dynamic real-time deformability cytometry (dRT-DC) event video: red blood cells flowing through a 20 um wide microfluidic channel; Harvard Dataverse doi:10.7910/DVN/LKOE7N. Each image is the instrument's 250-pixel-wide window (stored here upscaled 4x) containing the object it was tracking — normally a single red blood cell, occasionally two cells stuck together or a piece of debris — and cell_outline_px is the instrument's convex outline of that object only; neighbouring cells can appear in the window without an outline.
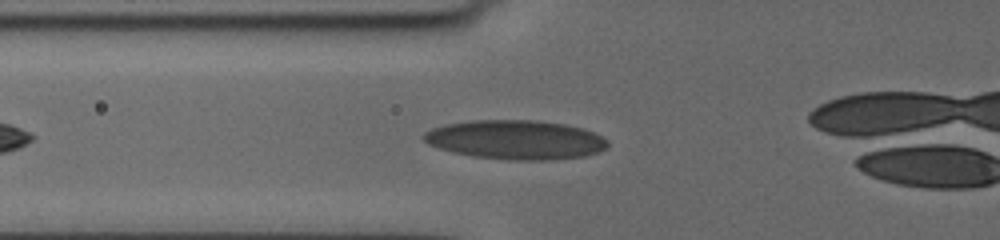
{"species": "human", "species_latin": "Homo sapiens", "temperature_condition": "cold", "stored_images_in_passage": 32, "camera_frame_rate_fps": 3000, "um_per_image_px": 0.085, "donor": {"sex": "female"}, "frame": {"image": 1, "passage_image": 10, "time_ms": 3.0, "image_size_px": [1000, 240], "cell_outline_px": [[608, 148], [584, 156], [552, 160], [508, 160], [472, 156], [452, 152], [428, 144], [420, 136], [424, 132], [432, 128], [444, 124], [472, 120], [536, 120], [564, 124], [584, 128], [604, 136], [608, 140]], "centroid_in_image_um": [43.83, 11.87], "position_along_channel_um": 82.0, "area_um2": 42.43}}
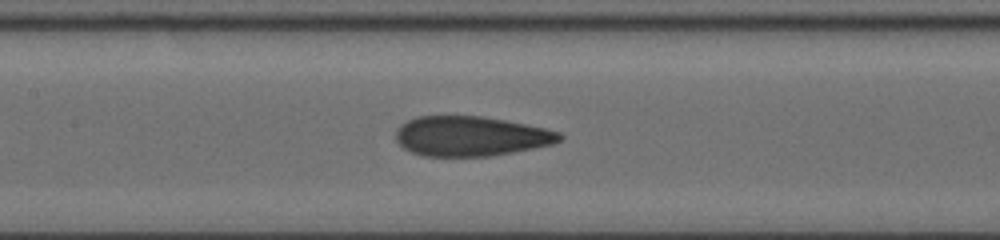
{"frame": {"image": 2, "passage_image": 17, "time_ms": 5.333, "image_size_px": [1000, 240], "cell_outline_px": [[564, 136], [560, 140], [552, 144], [492, 156], [424, 156], [412, 152], [404, 148], [396, 140], [396, 132], [400, 124], [416, 116], [480, 116], [504, 120], [544, 128], [560, 132]], "centroid_in_image_um": [39.99, 11.57], "position_along_channel_um": 167.4, "area_um2": 37.8}}
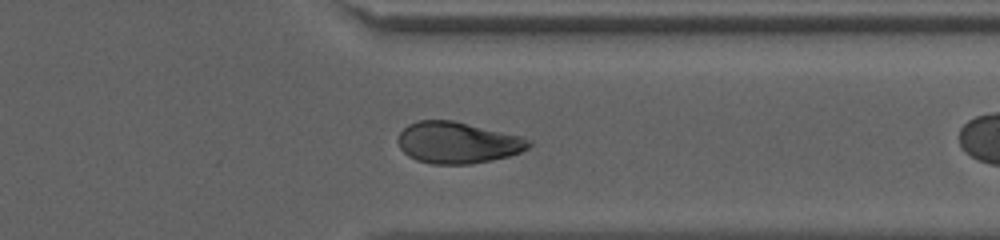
{"frame": {"image": 3, "passage_image": 30, "time_ms": 9.667, "image_size_px": [1000, 240], "cell_outline_px": [[532, 144], [528, 148], [520, 152], [508, 156], [492, 160], [472, 164], [432, 164], [416, 160], [408, 156], [400, 148], [396, 140], [400, 132], [408, 124], [420, 120], [452, 120], [520, 136], [532, 140]], "centroid_in_image_um": [38.87, 12.13], "position_along_channel_um": 372.5, "area_um2": 31.62}}